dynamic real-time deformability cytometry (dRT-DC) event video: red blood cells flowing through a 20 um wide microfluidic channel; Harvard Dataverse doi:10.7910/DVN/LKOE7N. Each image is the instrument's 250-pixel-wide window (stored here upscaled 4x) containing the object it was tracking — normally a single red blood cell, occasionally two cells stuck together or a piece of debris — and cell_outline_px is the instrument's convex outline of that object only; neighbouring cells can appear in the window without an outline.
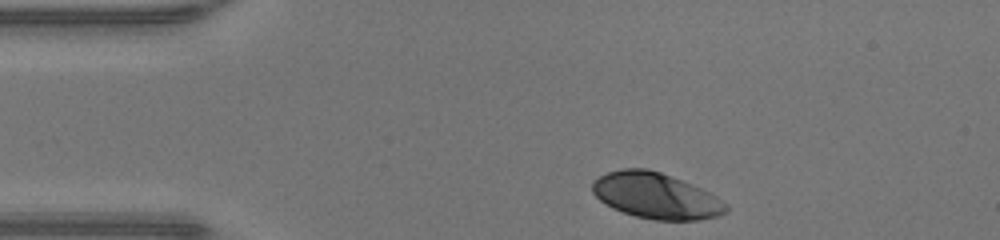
{"species": "human", "species_latin": "Homo sapiens", "temperature_condition": "warm", "stored_images_in_passage": 32, "camera_frame_rate_fps": 3000, "um_per_image_px": 0.085, "donor": {"sex": "male"}, "frame": {"image": 1, "passage_image": 1, "time_ms": 0.0, "image_size_px": [1000, 240], "cell_outline_px": [[728, 212], [716, 216], [696, 220], [656, 220], [636, 216], [612, 208], [600, 200], [592, 192], [592, 184], [600, 176], [608, 172], [624, 168], [644, 168], [660, 172], [692, 184], [716, 196], [728, 204]], "centroid_in_image_um": [55.77, 16.64], "position_along_channel_um": 29.2, "area_um2": 35.43}}
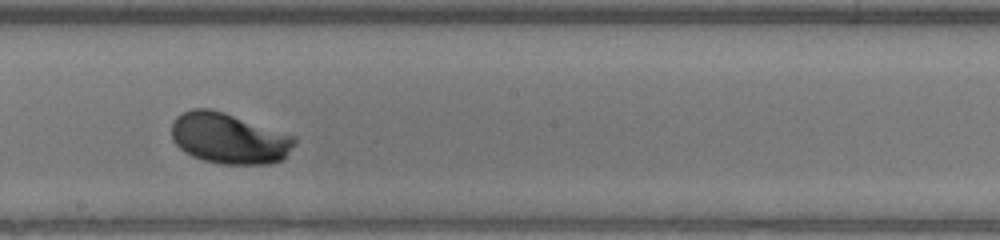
{"frame": {"image": 2, "passage_image": 19, "time_ms": 6.0, "image_size_px": [1000, 240], "cell_outline_px": [[296, 144], [280, 160], [268, 164], [220, 164], [204, 160], [192, 156], [184, 152], [172, 140], [172, 120], [176, 116], [192, 108], [208, 108], [224, 112], [296, 136]], "centroid_in_image_um": [19.44, 11.75], "position_along_channel_um": 228.8, "area_um2": 36.41}}
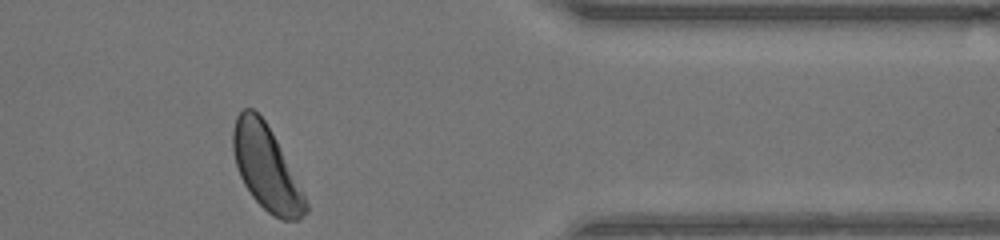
{"frame": {"image": 3, "passage_image": 32, "time_ms": 10.333, "image_size_px": [1000, 240], "cell_outline_px": [[308, 212], [300, 220], [280, 220], [272, 216], [252, 196], [244, 184], [240, 176], [236, 164], [232, 148], [232, 132], [236, 116], [244, 108], [252, 108], [264, 120], [272, 132], [304, 192], [308, 204]], "centroid_in_image_um": [22.64, 14.3], "position_along_channel_um": 388.8, "area_um2": 35.6}, "authors_computed_cell_mechanics": {"area_um2": 35.9516, "velocity_mm_per_s": 4.2359, "shape_relaxation_time_tau1_ms": 1.9984, "shape_relaxation_time_tau2_ms": null, "deformation_change_tau1": 0.1451, "deformation_change_tau2": null}}